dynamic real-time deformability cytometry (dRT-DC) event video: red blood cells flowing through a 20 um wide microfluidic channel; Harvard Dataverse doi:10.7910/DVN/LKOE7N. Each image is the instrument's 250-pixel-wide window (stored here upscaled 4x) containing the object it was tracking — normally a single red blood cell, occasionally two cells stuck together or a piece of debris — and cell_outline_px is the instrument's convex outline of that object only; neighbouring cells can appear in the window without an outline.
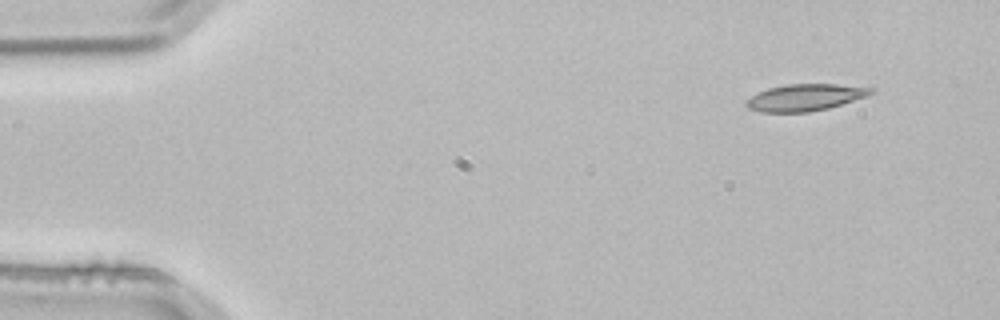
{"species": "common noctule bat (a hibernating species)", "species_latin": "Nyctalus noctula", "temperature_condition": "room temperature", "stored_images_in_passage": 3, "camera_frame_rate_fps": 3000, "um_per_image_px": 0.085, "animal": {"sex": "male", "body_mass_g": 21.5, "forearm_length_mm": 52.0}, "frame": {"image": 1, "passage_image": 1, "time_ms": 0.0, "image_size_px": [1000, 320], "cell_outline_px": [[876, 92], [868, 96], [828, 108], [808, 112], [760, 112], [748, 108], [744, 104], [744, 100], [768, 88], [788, 84], [836, 84], [876, 88]], "centroid_in_image_um": [68.46, 8.28], "position_along_channel_um": 16.5, "area_um2": 19.54}}
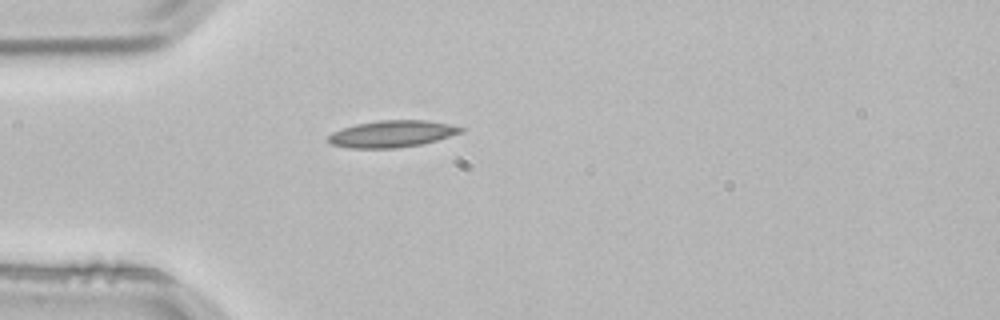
{"frame": {"image": 2, "passage_image": 3, "time_ms": 0.667, "image_size_px": [1000, 320], "cell_outline_px": [[468, 128], [464, 132], [436, 140], [420, 144], [396, 148], [348, 148], [332, 144], [328, 140], [328, 136], [332, 132], [356, 124], [380, 120], [428, 120]], "centroid_in_image_um": [33.36, 11.37], "position_along_channel_um": 51.6, "area_um2": 20.63}}